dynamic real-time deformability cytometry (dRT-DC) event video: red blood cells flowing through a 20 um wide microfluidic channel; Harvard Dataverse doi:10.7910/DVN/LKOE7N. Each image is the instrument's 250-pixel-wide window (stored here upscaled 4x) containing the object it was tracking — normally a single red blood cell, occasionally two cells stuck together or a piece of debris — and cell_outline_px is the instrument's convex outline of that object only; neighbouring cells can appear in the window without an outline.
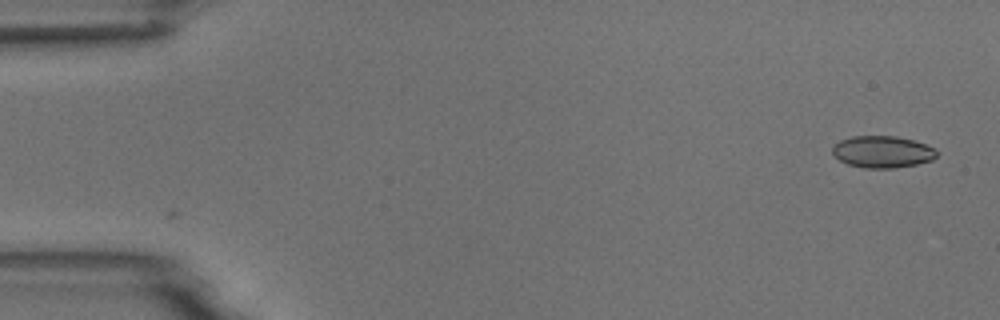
{"species": "common noctule bat (a hibernating species)", "species_latin": "Nyctalus noctula", "temperature_condition": "room temperature", "stored_images_in_passage": 6, "segment_of_instrument_passage": [1, 2], "camera_frame_rate_fps": 3000, "um_per_image_px": 0.085, "animal": {"sex": "male", "body_mass_g": 18.8}, "frame": {"image": 1, "passage_image": 1, "time_ms": 0.0, "image_size_px": [1000, 320], "cell_outline_px": [[936, 156], [932, 160], [916, 164], [896, 168], [864, 168], [848, 164], [840, 160], [832, 152], [832, 148], [840, 140], [852, 136], [896, 136], [912, 140], [936, 148]], "centroid_in_image_um": [75.01, 12.9], "position_along_channel_um": 10.0, "area_um2": 19.25}}
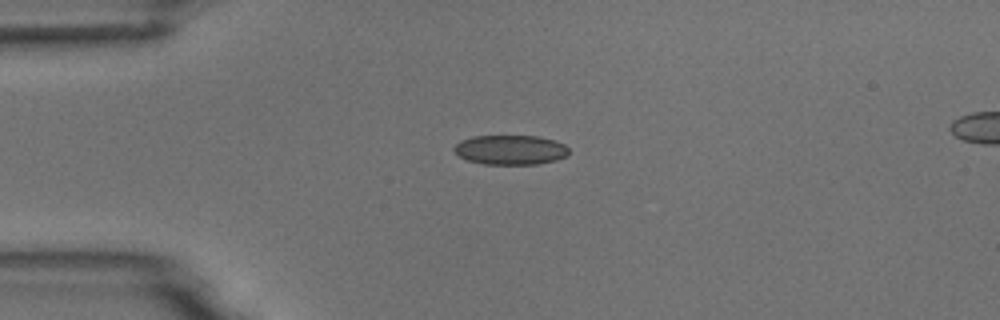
{"frame": {"image": 2, "passage_image": 4, "time_ms": 3.667, "image_size_px": [1000, 320], "cell_outline_px": [[568, 156], [556, 160], [536, 164], [484, 164], [468, 160], [460, 156], [452, 148], [460, 140], [472, 136], [536, 136], [556, 140], [564, 144], [568, 148]], "centroid_in_image_um": [43.4, 12.73], "position_along_channel_um": 41.6, "area_um2": 19.83}}